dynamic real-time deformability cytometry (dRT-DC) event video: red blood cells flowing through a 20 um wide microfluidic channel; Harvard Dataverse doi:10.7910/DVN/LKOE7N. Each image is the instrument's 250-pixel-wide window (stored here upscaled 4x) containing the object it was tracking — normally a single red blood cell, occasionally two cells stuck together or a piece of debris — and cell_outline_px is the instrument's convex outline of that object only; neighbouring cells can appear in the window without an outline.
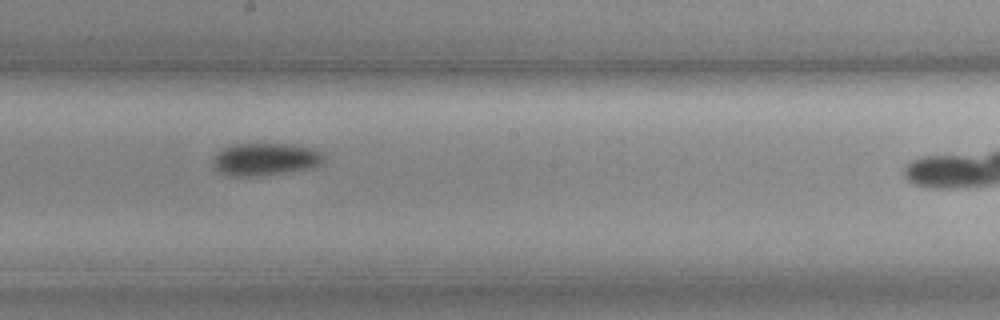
{"species": "common noctule bat (a hibernating species)", "species_latin": "Nyctalus noctula", "temperature_condition": "cold", "stored_images_in_passage": 46, "camera_frame_rate_fps": 3000, "um_per_image_px": 0.085, "animal": {"sex": "female", "body_mass_g": 19.3, "forearm_length_mm": 54.1}, "frame": {"image": 1, "passage_image": 26, "time_ms": 8.333, "image_size_px": [1000, 320], "cell_outline_px": [[324, 160], [308, 168], [284, 172], [256, 176], [228, 176], [212, 168], [212, 160], [216, 152], [232, 144], [292, 144], [316, 148], [324, 156]], "centroid_in_image_um": [22.47, 13.52], "position_along_channel_um": 225.7, "area_um2": 20.98}}
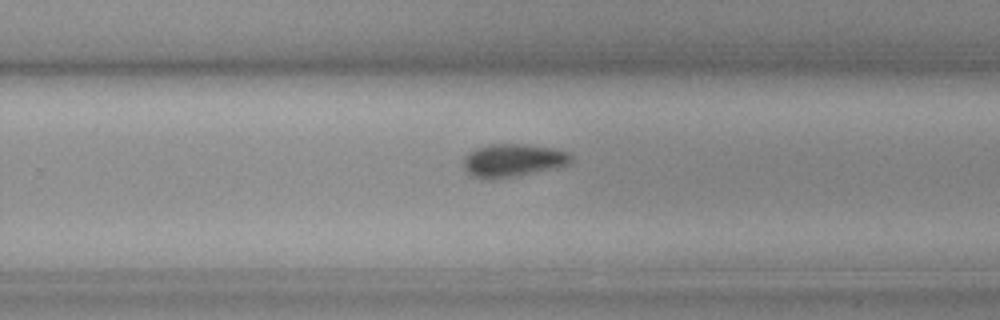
{"frame": {"image": 2, "passage_image": 31, "time_ms": 10.0, "image_size_px": [1000, 320], "cell_outline_px": [[572, 164], [556, 168], [516, 176], [492, 180], [480, 180], [472, 176], [464, 168], [464, 156], [468, 152], [476, 148], [488, 144], [528, 144], [556, 148], [568, 152], [572, 156]], "centroid_in_image_um": [43.61, 13.64], "position_along_channel_um": 286.2, "area_um2": 21.21}}